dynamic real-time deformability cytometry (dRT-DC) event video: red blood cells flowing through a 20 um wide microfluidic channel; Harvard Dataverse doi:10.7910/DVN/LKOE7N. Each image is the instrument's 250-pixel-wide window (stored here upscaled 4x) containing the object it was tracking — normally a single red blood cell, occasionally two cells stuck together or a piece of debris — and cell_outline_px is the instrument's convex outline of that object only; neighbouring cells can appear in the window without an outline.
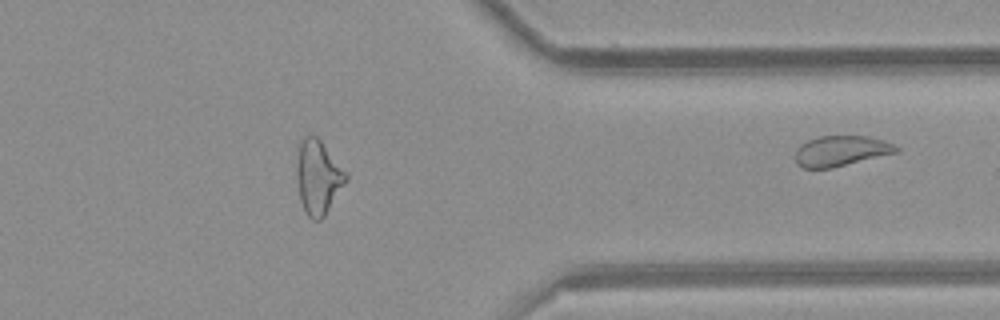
{"species": "common noctule bat (a hibernating species)", "species_latin": "Nyctalus noctula", "temperature_condition": "room temperature", "stored_images_in_passage": 42, "segment_of_instrument_passage": [2, 2], "camera_frame_rate_fps": 3000, "um_per_image_px": 0.085, "animal": {"sex": "female", "body_mass_g": 21.9}, "frame": {"image": 1, "passage_image": 42, "time_ms": 13.667, "image_size_px": [1000, 320], "cell_outline_px": [[900, 152], [832, 168], [804, 168], [796, 164], [796, 152], [808, 140], [820, 136], [868, 136], [884, 140], [900, 148]], "centroid_in_image_um": [71.55, 12.83], "position_along_channel_um": 339.9, "area_um2": 17.8}}